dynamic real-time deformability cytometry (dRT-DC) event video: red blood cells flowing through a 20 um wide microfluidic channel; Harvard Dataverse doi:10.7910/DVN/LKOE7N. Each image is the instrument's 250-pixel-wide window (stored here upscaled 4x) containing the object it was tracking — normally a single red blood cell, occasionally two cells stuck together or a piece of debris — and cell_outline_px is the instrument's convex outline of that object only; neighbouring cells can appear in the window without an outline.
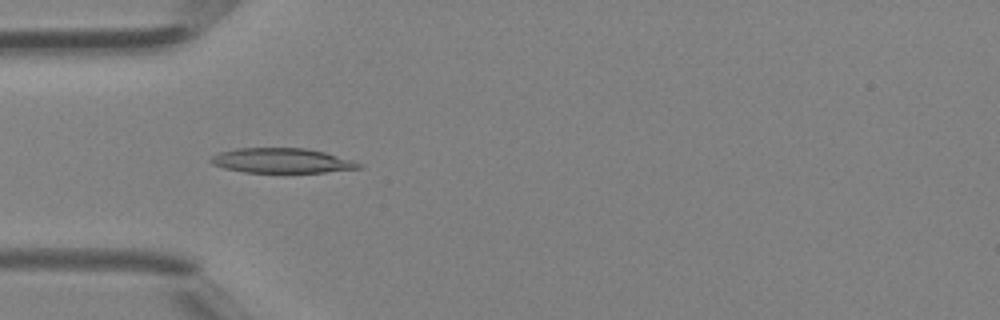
{"species": "Egyptian fruit bat (a non-hibernating species)", "species_latin": "Rousettus aegyptiacus", "temperature_condition": "room temperature", "stored_images_in_passage": 41, "camera_frame_rate_fps": 3000, "um_per_image_px": 0.085, "animal": {"sex": "female"}, "frame": {"image": 1, "passage_image": 12, "time_ms": 3.667, "image_size_px": [1000, 320], "cell_outline_px": [[364, 168], [324, 172], [244, 172], [224, 168], [212, 164], [208, 160], [212, 156], [220, 152], [236, 148], [304, 148], [324, 152], [352, 160], [364, 164]], "centroid_in_image_um": [23.96, 13.65], "position_along_channel_um": 61.0, "area_um2": 21.39}}
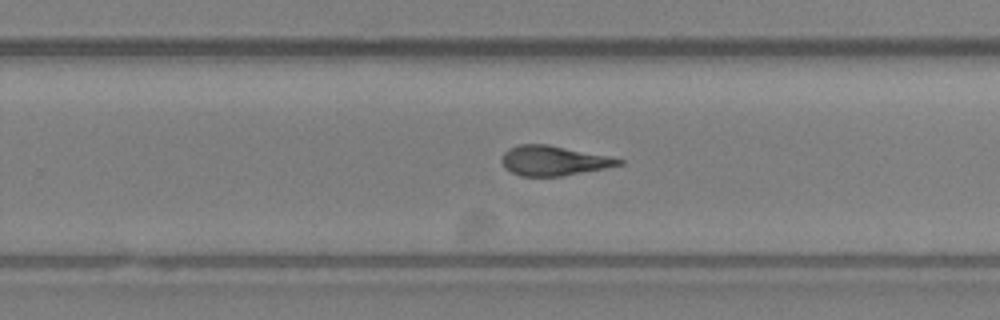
{"frame": {"image": 2, "passage_image": 26, "time_ms": 8.333, "image_size_px": [1000, 320], "cell_outline_px": [[624, 164], [604, 168], [560, 176], [520, 176], [504, 168], [500, 160], [504, 152], [508, 148], [520, 144], [548, 144], [608, 156], [624, 160]], "centroid_in_image_um": [47.01, 13.65], "position_along_channel_um": 282.8, "area_um2": 20.23}}
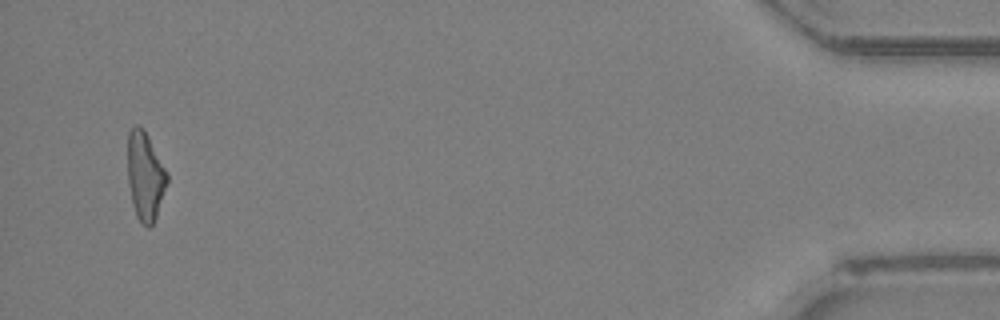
{"frame": {"image": 3, "passage_image": 40, "time_ms": 13.0, "image_size_px": [1000, 320], "cell_outline_px": [[168, 180], [156, 216], [152, 224], [148, 228], [136, 216], [132, 204], [128, 184], [128, 132], [136, 124], [144, 128], [168, 172]], "centroid_in_image_um": [12.34, 14.93], "position_along_channel_um": 422.9, "area_um2": 20.29}}